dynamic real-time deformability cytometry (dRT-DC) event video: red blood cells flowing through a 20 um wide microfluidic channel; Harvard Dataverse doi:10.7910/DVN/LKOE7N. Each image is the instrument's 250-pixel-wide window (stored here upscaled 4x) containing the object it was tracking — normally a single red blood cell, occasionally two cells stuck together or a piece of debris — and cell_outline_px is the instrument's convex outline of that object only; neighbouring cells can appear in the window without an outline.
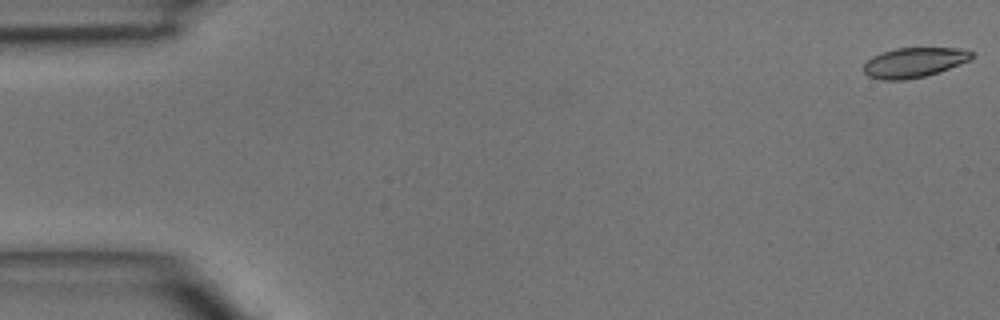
{"species": "common noctule bat (a hibernating species)", "species_latin": "Nyctalus noctula", "temperature_condition": "room temperature", "stored_images_in_passage": 43, "camera_frame_rate_fps": 3000, "um_per_image_px": 0.085, "animal": {"sex": "male", "body_mass_g": 15.6}, "frame": {"image": 1, "passage_image": 1, "time_ms": 0.0, "image_size_px": [1000, 320], "cell_outline_px": [[976, 56], [968, 60], [948, 68], [924, 76], [904, 80], [880, 80], [868, 76], [864, 72], [864, 64], [872, 56], [896, 48], [964, 48], [976, 52]], "centroid_in_image_um": [77.71, 5.3], "position_along_channel_um": 7.3, "area_um2": 18.73}}
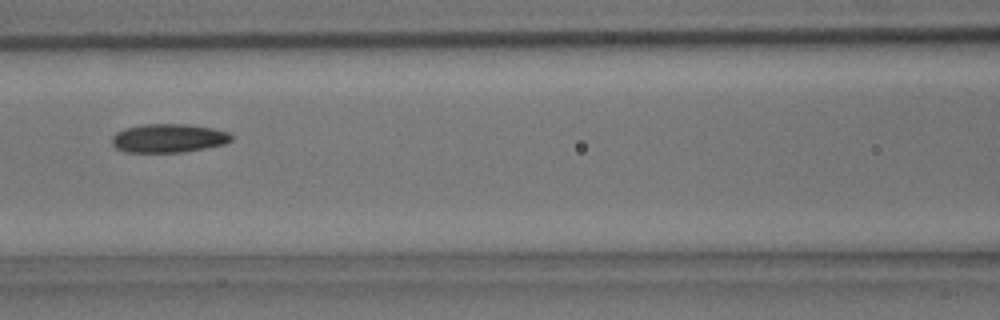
{"frame": {"image": 2, "passage_image": 21, "time_ms": 6.667, "image_size_px": [1000, 320], "cell_outline_px": [[232, 140], [224, 144], [184, 152], [124, 152], [116, 148], [112, 144], [112, 136], [116, 132], [124, 128], [144, 124], [188, 124], [212, 128], [228, 132], [232, 136]], "centroid_in_image_um": [14.3, 11.74], "position_along_channel_um": 152.3, "area_um2": 20.0}}
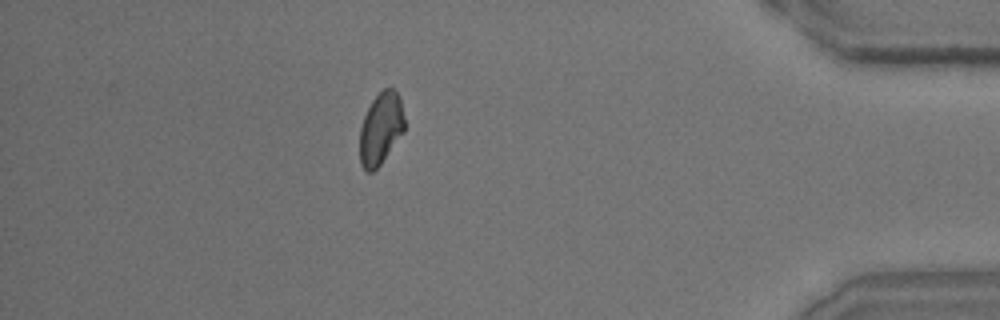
{"frame": {"image": 3, "passage_image": 42, "time_ms": 13.667, "image_size_px": [1000, 320], "cell_outline_px": [[404, 132], [380, 164], [372, 172], [368, 172], [360, 164], [360, 128], [364, 116], [372, 100], [384, 88], [392, 88], [400, 96], [404, 116]], "centroid_in_image_um": [32.37, 10.92], "position_along_channel_um": 402.8, "area_um2": 18.67}}